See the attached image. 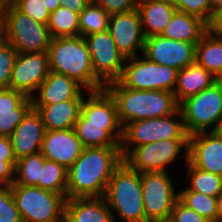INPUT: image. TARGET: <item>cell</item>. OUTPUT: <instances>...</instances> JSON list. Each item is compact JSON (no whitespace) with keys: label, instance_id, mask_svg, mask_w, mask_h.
Segmentation results:
<instances>
[{"label":"cell","instance_id":"bcb514c9","mask_svg":"<svg viewBox=\"0 0 222 222\" xmlns=\"http://www.w3.org/2000/svg\"><path fill=\"white\" fill-rule=\"evenodd\" d=\"M4 13H5V6L0 2V36H2L4 29Z\"/></svg>","mask_w":222,"mask_h":222},{"label":"cell","instance_id":"6da1fadb","mask_svg":"<svg viewBox=\"0 0 222 222\" xmlns=\"http://www.w3.org/2000/svg\"><path fill=\"white\" fill-rule=\"evenodd\" d=\"M87 93L74 127L82 146L120 147L123 127L114 98L105 88Z\"/></svg>","mask_w":222,"mask_h":222},{"label":"cell","instance_id":"7402d4cb","mask_svg":"<svg viewBox=\"0 0 222 222\" xmlns=\"http://www.w3.org/2000/svg\"><path fill=\"white\" fill-rule=\"evenodd\" d=\"M64 222H116L102 197L66 199Z\"/></svg>","mask_w":222,"mask_h":222},{"label":"cell","instance_id":"3957f363","mask_svg":"<svg viewBox=\"0 0 222 222\" xmlns=\"http://www.w3.org/2000/svg\"><path fill=\"white\" fill-rule=\"evenodd\" d=\"M105 89L115 100L122 127L130 122L169 116L179 109L171 91L128 89L118 80L107 83Z\"/></svg>","mask_w":222,"mask_h":222},{"label":"cell","instance_id":"74e56055","mask_svg":"<svg viewBox=\"0 0 222 222\" xmlns=\"http://www.w3.org/2000/svg\"><path fill=\"white\" fill-rule=\"evenodd\" d=\"M140 0H94L110 16L137 9Z\"/></svg>","mask_w":222,"mask_h":222},{"label":"cell","instance_id":"44dd1931","mask_svg":"<svg viewBox=\"0 0 222 222\" xmlns=\"http://www.w3.org/2000/svg\"><path fill=\"white\" fill-rule=\"evenodd\" d=\"M33 108L31 97L10 88L0 89V136H11Z\"/></svg>","mask_w":222,"mask_h":222},{"label":"cell","instance_id":"5b68a950","mask_svg":"<svg viewBox=\"0 0 222 222\" xmlns=\"http://www.w3.org/2000/svg\"><path fill=\"white\" fill-rule=\"evenodd\" d=\"M107 205L123 222H146L141 173L123 161L113 172L104 195Z\"/></svg>","mask_w":222,"mask_h":222},{"label":"cell","instance_id":"f1b7e54d","mask_svg":"<svg viewBox=\"0 0 222 222\" xmlns=\"http://www.w3.org/2000/svg\"><path fill=\"white\" fill-rule=\"evenodd\" d=\"M47 26L52 38L79 36V14L61 5L50 13Z\"/></svg>","mask_w":222,"mask_h":222},{"label":"cell","instance_id":"7dc6e473","mask_svg":"<svg viewBox=\"0 0 222 222\" xmlns=\"http://www.w3.org/2000/svg\"><path fill=\"white\" fill-rule=\"evenodd\" d=\"M212 28L222 36V17H220L212 26Z\"/></svg>","mask_w":222,"mask_h":222},{"label":"cell","instance_id":"1f68e13d","mask_svg":"<svg viewBox=\"0 0 222 222\" xmlns=\"http://www.w3.org/2000/svg\"><path fill=\"white\" fill-rule=\"evenodd\" d=\"M110 15L92 1L79 14V35H87L108 30Z\"/></svg>","mask_w":222,"mask_h":222},{"label":"cell","instance_id":"ffe728a7","mask_svg":"<svg viewBox=\"0 0 222 222\" xmlns=\"http://www.w3.org/2000/svg\"><path fill=\"white\" fill-rule=\"evenodd\" d=\"M83 89L74 79L50 71L36 93L31 96L32 105H52L72 99H84Z\"/></svg>","mask_w":222,"mask_h":222},{"label":"cell","instance_id":"f907efd6","mask_svg":"<svg viewBox=\"0 0 222 222\" xmlns=\"http://www.w3.org/2000/svg\"><path fill=\"white\" fill-rule=\"evenodd\" d=\"M152 222H170V221L167 220V221H152Z\"/></svg>","mask_w":222,"mask_h":222},{"label":"cell","instance_id":"8d00e7d4","mask_svg":"<svg viewBox=\"0 0 222 222\" xmlns=\"http://www.w3.org/2000/svg\"><path fill=\"white\" fill-rule=\"evenodd\" d=\"M14 6L36 22L48 24L50 12L42 0H16Z\"/></svg>","mask_w":222,"mask_h":222},{"label":"cell","instance_id":"f546056e","mask_svg":"<svg viewBox=\"0 0 222 222\" xmlns=\"http://www.w3.org/2000/svg\"><path fill=\"white\" fill-rule=\"evenodd\" d=\"M45 160L41 152L16 160L14 183L39 187L41 167Z\"/></svg>","mask_w":222,"mask_h":222},{"label":"cell","instance_id":"7a4b0ae2","mask_svg":"<svg viewBox=\"0 0 222 222\" xmlns=\"http://www.w3.org/2000/svg\"><path fill=\"white\" fill-rule=\"evenodd\" d=\"M123 162L120 147H86L68 169L67 199L102 197Z\"/></svg>","mask_w":222,"mask_h":222},{"label":"cell","instance_id":"2e32d148","mask_svg":"<svg viewBox=\"0 0 222 222\" xmlns=\"http://www.w3.org/2000/svg\"><path fill=\"white\" fill-rule=\"evenodd\" d=\"M108 31L119 52L126 58L142 55L145 37L138 9L110 16Z\"/></svg>","mask_w":222,"mask_h":222},{"label":"cell","instance_id":"ba28073f","mask_svg":"<svg viewBox=\"0 0 222 222\" xmlns=\"http://www.w3.org/2000/svg\"><path fill=\"white\" fill-rule=\"evenodd\" d=\"M1 38L18 53L48 51L52 39L47 24L34 21L14 5L5 7L4 29Z\"/></svg>","mask_w":222,"mask_h":222},{"label":"cell","instance_id":"ee69618b","mask_svg":"<svg viewBox=\"0 0 222 222\" xmlns=\"http://www.w3.org/2000/svg\"><path fill=\"white\" fill-rule=\"evenodd\" d=\"M45 5V8L51 13L52 11L57 10L61 6L59 0H42Z\"/></svg>","mask_w":222,"mask_h":222},{"label":"cell","instance_id":"52a82bcc","mask_svg":"<svg viewBox=\"0 0 222 222\" xmlns=\"http://www.w3.org/2000/svg\"><path fill=\"white\" fill-rule=\"evenodd\" d=\"M10 189L23 222H64L66 198L62 194L15 183Z\"/></svg>","mask_w":222,"mask_h":222},{"label":"cell","instance_id":"f35d334b","mask_svg":"<svg viewBox=\"0 0 222 222\" xmlns=\"http://www.w3.org/2000/svg\"><path fill=\"white\" fill-rule=\"evenodd\" d=\"M170 222H209L196 211L189 209L185 204L178 200L171 212Z\"/></svg>","mask_w":222,"mask_h":222},{"label":"cell","instance_id":"60d3db41","mask_svg":"<svg viewBox=\"0 0 222 222\" xmlns=\"http://www.w3.org/2000/svg\"><path fill=\"white\" fill-rule=\"evenodd\" d=\"M0 158H4V161L7 162H16L9 136H0Z\"/></svg>","mask_w":222,"mask_h":222},{"label":"cell","instance_id":"e0dca14e","mask_svg":"<svg viewBox=\"0 0 222 222\" xmlns=\"http://www.w3.org/2000/svg\"><path fill=\"white\" fill-rule=\"evenodd\" d=\"M188 162L200 170L222 176V140L212 131L190 135Z\"/></svg>","mask_w":222,"mask_h":222},{"label":"cell","instance_id":"83f0119b","mask_svg":"<svg viewBox=\"0 0 222 222\" xmlns=\"http://www.w3.org/2000/svg\"><path fill=\"white\" fill-rule=\"evenodd\" d=\"M186 178L190 182V191L202 193L211 197L222 194V176L193 167L187 161Z\"/></svg>","mask_w":222,"mask_h":222},{"label":"cell","instance_id":"836d02e7","mask_svg":"<svg viewBox=\"0 0 222 222\" xmlns=\"http://www.w3.org/2000/svg\"><path fill=\"white\" fill-rule=\"evenodd\" d=\"M18 52L0 38V89L9 88L11 72Z\"/></svg>","mask_w":222,"mask_h":222},{"label":"cell","instance_id":"ab89813d","mask_svg":"<svg viewBox=\"0 0 222 222\" xmlns=\"http://www.w3.org/2000/svg\"><path fill=\"white\" fill-rule=\"evenodd\" d=\"M16 162L4 161L0 158V186H11L15 178Z\"/></svg>","mask_w":222,"mask_h":222},{"label":"cell","instance_id":"d4e9b609","mask_svg":"<svg viewBox=\"0 0 222 222\" xmlns=\"http://www.w3.org/2000/svg\"><path fill=\"white\" fill-rule=\"evenodd\" d=\"M218 79L196 62L178 71L174 95L178 104L211 87Z\"/></svg>","mask_w":222,"mask_h":222},{"label":"cell","instance_id":"f6af8a7d","mask_svg":"<svg viewBox=\"0 0 222 222\" xmlns=\"http://www.w3.org/2000/svg\"><path fill=\"white\" fill-rule=\"evenodd\" d=\"M216 222H222V194L218 197Z\"/></svg>","mask_w":222,"mask_h":222},{"label":"cell","instance_id":"e575fe53","mask_svg":"<svg viewBox=\"0 0 222 222\" xmlns=\"http://www.w3.org/2000/svg\"><path fill=\"white\" fill-rule=\"evenodd\" d=\"M177 9L203 20L210 27V1L211 0H169Z\"/></svg>","mask_w":222,"mask_h":222},{"label":"cell","instance_id":"603a6c76","mask_svg":"<svg viewBox=\"0 0 222 222\" xmlns=\"http://www.w3.org/2000/svg\"><path fill=\"white\" fill-rule=\"evenodd\" d=\"M84 99H72L52 105H32L41 116L46 131L73 129Z\"/></svg>","mask_w":222,"mask_h":222},{"label":"cell","instance_id":"d6986e66","mask_svg":"<svg viewBox=\"0 0 222 222\" xmlns=\"http://www.w3.org/2000/svg\"><path fill=\"white\" fill-rule=\"evenodd\" d=\"M45 133L40 114L32 108L10 136L16 160L41 152Z\"/></svg>","mask_w":222,"mask_h":222},{"label":"cell","instance_id":"c3c4849f","mask_svg":"<svg viewBox=\"0 0 222 222\" xmlns=\"http://www.w3.org/2000/svg\"><path fill=\"white\" fill-rule=\"evenodd\" d=\"M212 132L222 140V121L212 130Z\"/></svg>","mask_w":222,"mask_h":222},{"label":"cell","instance_id":"681fc988","mask_svg":"<svg viewBox=\"0 0 222 222\" xmlns=\"http://www.w3.org/2000/svg\"><path fill=\"white\" fill-rule=\"evenodd\" d=\"M0 2L6 7V6L14 5L16 0H0Z\"/></svg>","mask_w":222,"mask_h":222},{"label":"cell","instance_id":"30bf717a","mask_svg":"<svg viewBox=\"0 0 222 222\" xmlns=\"http://www.w3.org/2000/svg\"><path fill=\"white\" fill-rule=\"evenodd\" d=\"M125 63L118 79L124 87L174 92L179 70L152 62L143 55L126 59Z\"/></svg>","mask_w":222,"mask_h":222},{"label":"cell","instance_id":"8992f818","mask_svg":"<svg viewBox=\"0 0 222 222\" xmlns=\"http://www.w3.org/2000/svg\"><path fill=\"white\" fill-rule=\"evenodd\" d=\"M174 116H179V120L175 119ZM166 139H189L180 109L169 116L149 118L126 124L123 127V137L120 143L122 157L124 159L137 146Z\"/></svg>","mask_w":222,"mask_h":222},{"label":"cell","instance_id":"4316f807","mask_svg":"<svg viewBox=\"0 0 222 222\" xmlns=\"http://www.w3.org/2000/svg\"><path fill=\"white\" fill-rule=\"evenodd\" d=\"M195 62L222 80V36L213 28L196 44Z\"/></svg>","mask_w":222,"mask_h":222},{"label":"cell","instance_id":"9a60e30c","mask_svg":"<svg viewBox=\"0 0 222 222\" xmlns=\"http://www.w3.org/2000/svg\"><path fill=\"white\" fill-rule=\"evenodd\" d=\"M48 52L18 53L11 72L9 88L31 97L48 76Z\"/></svg>","mask_w":222,"mask_h":222},{"label":"cell","instance_id":"7bdbcfd3","mask_svg":"<svg viewBox=\"0 0 222 222\" xmlns=\"http://www.w3.org/2000/svg\"><path fill=\"white\" fill-rule=\"evenodd\" d=\"M222 17V0L210 1V28L213 24Z\"/></svg>","mask_w":222,"mask_h":222},{"label":"cell","instance_id":"277c9868","mask_svg":"<svg viewBox=\"0 0 222 222\" xmlns=\"http://www.w3.org/2000/svg\"><path fill=\"white\" fill-rule=\"evenodd\" d=\"M47 52L50 71L74 79L86 91L105 88L94 74L84 37L52 38Z\"/></svg>","mask_w":222,"mask_h":222},{"label":"cell","instance_id":"ac0fdd59","mask_svg":"<svg viewBox=\"0 0 222 222\" xmlns=\"http://www.w3.org/2000/svg\"><path fill=\"white\" fill-rule=\"evenodd\" d=\"M83 148L74 128L46 131L41 153L46 160L56 162L69 169L79 158Z\"/></svg>","mask_w":222,"mask_h":222},{"label":"cell","instance_id":"9c48e42d","mask_svg":"<svg viewBox=\"0 0 222 222\" xmlns=\"http://www.w3.org/2000/svg\"><path fill=\"white\" fill-rule=\"evenodd\" d=\"M186 133L210 132L222 121V82L191 96L179 104Z\"/></svg>","mask_w":222,"mask_h":222},{"label":"cell","instance_id":"4fadbf2b","mask_svg":"<svg viewBox=\"0 0 222 222\" xmlns=\"http://www.w3.org/2000/svg\"><path fill=\"white\" fill-rule=\"evenodd\" d=\"M95 76L104 84L117 81L126 58L119 52L108 30L84 37Z\"/></svg>","mask_w":222,"mask_h":222},{"label":"cell","instance_id":"7c38bea8","mask_svg":"<svg viewBox=\"0 0 222 222\" xmlns=\"http://www.w3.org/2000/svg\"><path fill=\"white\" fill-rule=\"evenodd\" d=\"M184 150L188 161V140H161L135 147L124 159L139 173L167 171V165L174 163Z\"/></svg>","mask_w":222,"mask_h":222},{"label":"cell","instance_id":"d6a6232c","mask_svg":"<svg viewBox=\"0 0 222 222\" xmlns=\"http://www.w3.org/2000/svg\"><path fill=\"white\" fill-rule=\"evenodd\" d=\"M179 192V200L209 222H216L218 197H211L185 188Z\"/></svg>","mask_w":222,"mask_h":222},{"label":"cell","instance_id":"4dcf8cb0","mask_svg":"<svg viewBox=\"0 0 222 222\" xmlns=\"http://www.w3.org/2000/svg\"><path fill=\"white\" fill-rule=\"evenodd\" d=\"M68 169L64 166L45 160L41 167L39 188L62 194L67 199Z\"/></svg>","mask_w":222,"mask_h":222},{"label":"cell","instance_id":"b9f144b4","mask_svg":"<svg viewBox=\"0 0 222 222\" xmlns=\"http://www.w3.org/2000/svg\"><path fill=\"white\" fill-rule=\"evenodd\" d=\"M62 6L80 14L92 1L90 0H59Z\"/></svg>","mask_w":222,"mask_h":222},{"label":"cell","instance_id":"d590c367","mask_svg":"<svg viewBox=\"0 0 222 222\" xmlns=\"http://www.w3.org/2000/svg\"><path fill=\"white\" fill-rule=\"evenodd\" d=\"M0 222H23L10 186H0Z\"/></svg>","mask_w":222,"mask_h":222},{"label":"cell","instance_id":"cb8c5ba5","mask_svg":"<svg viewBox=\"0 0 222 222\" xmlns=\"http://www.w3.org/2000/svg\"><path fill=\"white\" fill-rule=\"evenodd\" d=\"M137 9L145 38L161 35L177 11L169 0H140Z\"/></svg>","mask_w":222,"mask_h":222},{"label":"cell","instance_id":"5bb4252c","mask_svg":"<svg viewBox=\"0 0 222 222\" xmlns=\"http://www.w3.org/2000/svg\"><path fill=\"white\" fill-rule=\"evenodd\" d=\"M196 44L153 35L145 38L142 55L157 64L180 70L195 63Z\"/></svg>","mask_w":222,"mask_h":222},{"label":"cell","instance_id":"8fae6325","mask_svg":"<svg viewBox=\"0 0 222 222\" xmlns=\"http://www.w3.org/2000/svg\"><path fill=\"white\" fill-rule=\"evenodd\" d=\"M166 171L141 173V189L146 222L167 221L179 200L174 183Z\"/></svg>","mask_w":222,"mask_h":222},{"label":"cell","instance_id":"484cf974","mask_svg":"<svg viewBox=\"0 0 222 222\" xmlns=\"http://www.w3.org/2000/svg\"><path fill=\"white\" fill-rule=\"evenodd\" d=\"M209 29L203 20L176 11L161 35L172 40L198 43Z\"/></svg>","mask_w":222,"mask_h":222}]
</instances>
